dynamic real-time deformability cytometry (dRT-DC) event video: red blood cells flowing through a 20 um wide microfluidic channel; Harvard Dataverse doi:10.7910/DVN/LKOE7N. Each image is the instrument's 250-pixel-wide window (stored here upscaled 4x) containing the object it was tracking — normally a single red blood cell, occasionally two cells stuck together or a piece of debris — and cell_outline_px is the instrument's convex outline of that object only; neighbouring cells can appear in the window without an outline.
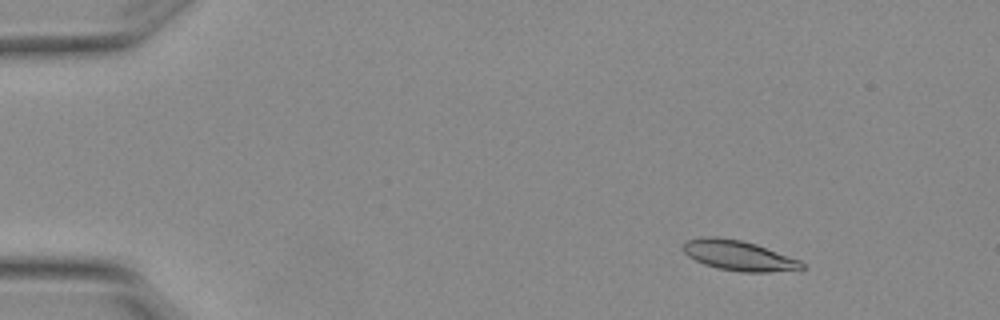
{"species": "Egyptian fruit bat (a non-hibernating species)", "species_latin": "Rousettus aegyptiacus", "temperature_condition": "warm", "stored_images_in_passage": 5, "camera_frame_rate_fps": 3000, "um_per_image_px": 0.085, "animal": {"sex": "female"}, "frame": {"image": 1, "passage_image": 3, "time_ms": 0.667, "image_size_px": [1000, 320], "cell_outline_px": [[804, 268], [768, 272], [740, 272], [716, 268], [704, 264], [688, 256], [684, 252], [684, 240], [700, 236], [716, 236], [740, 240], [756, 244], [800, 260], [804, 264]], "centroid_in_image_um": [62.73, 21.7], "position_along_channel_um": 22.3, "area_um2": 20.81}}
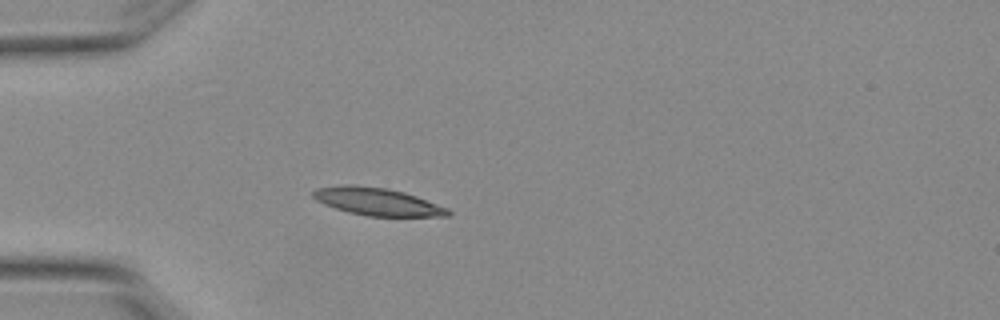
{"frame": {"image": 2, "passage_image": 5, "time_ms": 1.333, "image_size_px": [1000, 320], "cell_outline_px": [[452, 216], [368, 216], [348, 212], [324, 204], [316, 200], [312, 196], [312, 192], [316, 188], [344, 184], [356, 184], [384, 188], [404, 192], [416, 196], [448, 208], [452, 212]], "centroid_in_image_um": [32.06, 17.13], "position_along_channel_um": 52.9, "area_um2": 21.73}}